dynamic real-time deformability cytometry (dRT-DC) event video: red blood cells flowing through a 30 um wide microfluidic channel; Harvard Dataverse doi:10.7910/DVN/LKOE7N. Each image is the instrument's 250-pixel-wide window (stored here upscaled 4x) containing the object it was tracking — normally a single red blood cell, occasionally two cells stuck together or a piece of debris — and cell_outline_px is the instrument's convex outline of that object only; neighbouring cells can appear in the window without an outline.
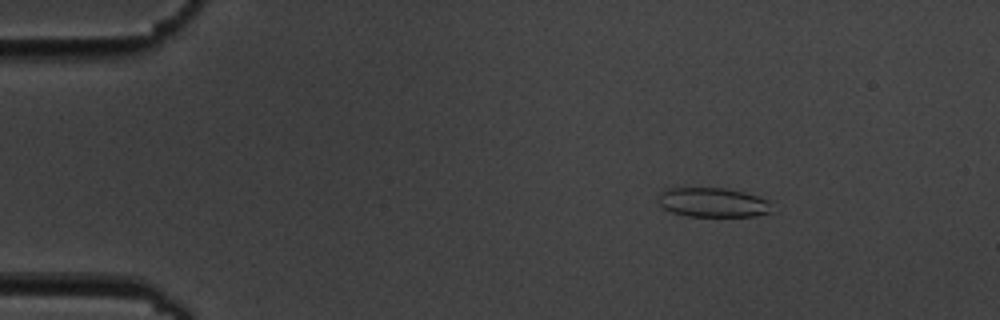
{"species": "common noctule bat (a hibernating species)", "species_latin": "Nyctalus noctula", "temperature_condition": "cold", "stored_images_in_passage": 7, "camera_frame_rate_fps": 3000, "um_per_image_px": 0.085, "animal": {"sex": "male", "body_mass_g": 19.5, "forearm_length_mm": 54.6}, "frame": {"image": 1, "passage_image": 3, "time_ms": 2.333, "image_size_px": [1000, 320], "cell_outline_px": [[768, 212], [756, 216], [688, 216], [672, 212], [664, 208], [656, 200], [660, 192], [664, 188], [724, 188], [744, 192], [768, 200]], "centroid_in_image_um": [60.5, 17.2], "position_along_channel_um": 24.5, "area_um2": 19.25}}